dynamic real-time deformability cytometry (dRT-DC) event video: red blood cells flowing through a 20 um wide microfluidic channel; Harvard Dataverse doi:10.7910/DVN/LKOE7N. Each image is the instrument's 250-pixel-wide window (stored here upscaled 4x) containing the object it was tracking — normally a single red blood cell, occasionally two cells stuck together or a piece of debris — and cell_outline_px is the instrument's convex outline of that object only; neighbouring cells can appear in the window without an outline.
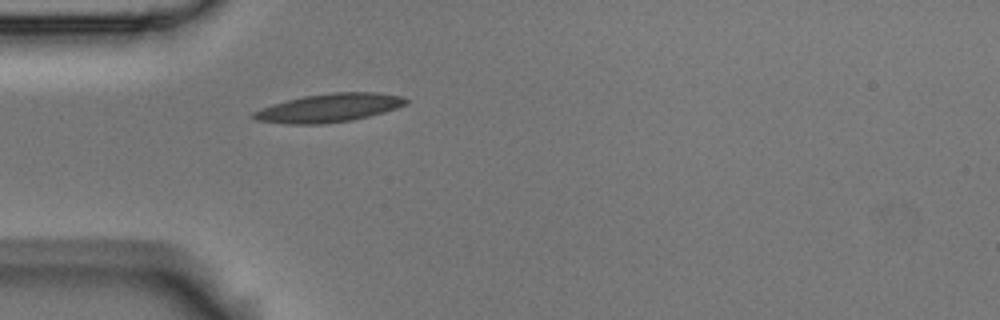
{"species": "Egyptian fruit bat (a non-hibernating species)", "species_latin": "Rousettus aegyptiacus", "temperature_condition": "room temperature", "stored_images_in_passage": 20, "camera_frame_rate_fps": 3000, "um_per_image_px": 0.085, "animal": {"sex": "male"}, "frame": {"image": 1, "passage_image": 1, "time_ms": 0.0, "image_size_px": [1000, 320], "cell_outline_px": [[408, 104], [384, 112], [352, 120], [320, 124], [284, 124], [256, 120], [248, 116], [252, 112], [260, 108], [272, 104], [304, 96], [332, 92], [376, 92], [404, 96], [408, 100]], "centroid_in_image_um": [27.95, 9.17], "position_along_channel_um": 57.1, "area_um2": 25.43}}
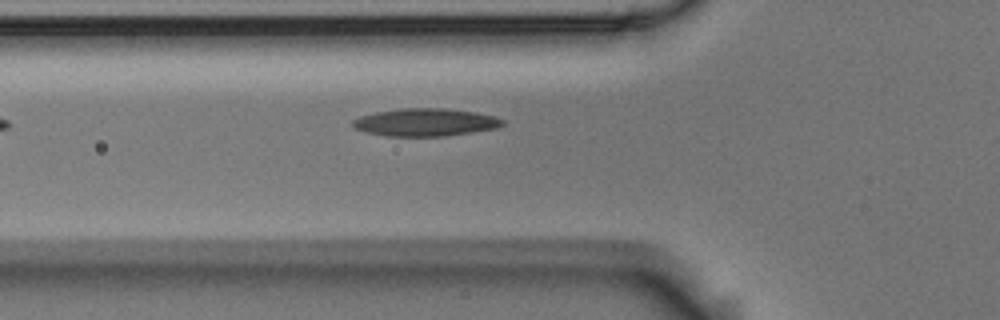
{"frame": {"image": 2, "passage_image": 4, "time_ms": 1.0, "image_size_px": [1000, 320], "cell_outline_px": [[504, 124], [496, 128], [448, 136], [384, 136], [364, 132], [356, 128], [352, 124], [352, 120], [360, 116], [376, 112], [400, 108], [444, 108], [476, 112], [492, 116], [504, 120]], "centroid_in_image_um": [36.13, 10.4], "position_along_channel_um": 89.7, "area_um2": 24.22}}